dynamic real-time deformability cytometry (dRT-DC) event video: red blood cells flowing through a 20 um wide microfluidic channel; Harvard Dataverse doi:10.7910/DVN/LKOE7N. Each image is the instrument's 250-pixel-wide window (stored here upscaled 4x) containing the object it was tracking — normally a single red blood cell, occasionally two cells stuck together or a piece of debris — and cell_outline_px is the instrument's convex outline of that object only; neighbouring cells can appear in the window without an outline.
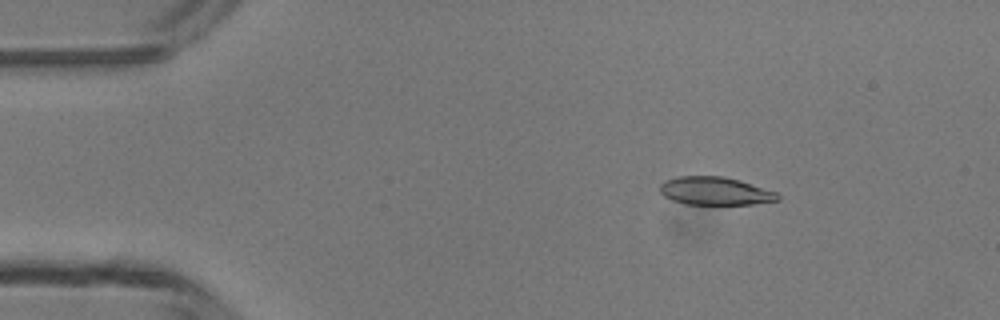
{"species": "common noctule bat (a hibernating species)", "species_latin": "Nyctalus noctula", "temperature_condition": "room temperature", "stored_images_in_passage": 3, "camera_frame_rate_fps": 3000, "um_per_image_px": 0.085, "animal": {"sex": "male", "body_mass_g": 13.3}, "frame": {"image": 1, "passage_image": 2, "time_ms": 1.0, "image_size_px": [1000, 320], "cell_outline_px": [[780, 200], [752, 204], [684, 204], [672, 200], [664, 196], [660, 192], [660, 184], [664, 180], [676, 176], [724, 176], [740, 180], [776, 192], [780, 196]], "centroid_in_image_um": [60.76, 16.23], "position_along_channel_um": 24.2, "area_um2": 19.36}}